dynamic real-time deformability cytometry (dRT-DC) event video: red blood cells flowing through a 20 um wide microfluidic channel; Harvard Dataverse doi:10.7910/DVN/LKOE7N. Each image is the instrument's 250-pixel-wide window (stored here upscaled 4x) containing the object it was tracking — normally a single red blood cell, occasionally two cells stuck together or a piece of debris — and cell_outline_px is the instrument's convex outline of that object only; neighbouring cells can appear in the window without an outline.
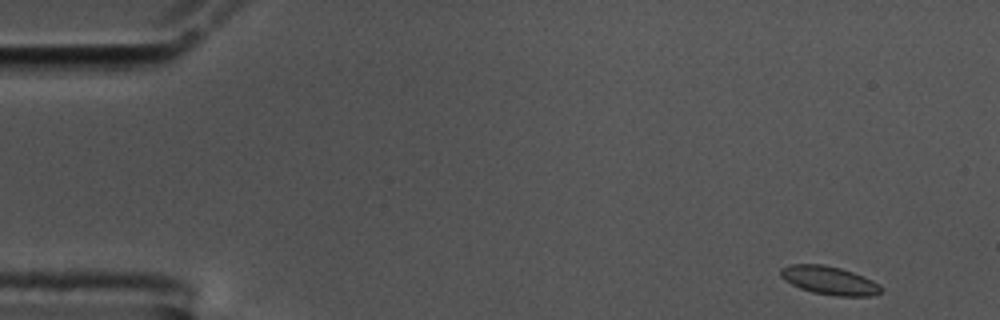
{"species": "common noctule bat (a hibernating species)", "species_latin": "Nyctalus noctula", "temperature_condition": "cold", "stored_images_in_passage": 54, "camera_frame_rate_fps": 3000, "um_per_image_px": 0.085, "animal": {"sex": "male", "body_mass_g": 17.5, "forearm_length_mm": 52.3}, "frame": {"image": 1, "passage_image": 1, "time_ms": 0.0, "image_size_px": [1000, 320], "cell_outline_px": [[884, 292], [872, 296], [836, 296], [812, 292], [800, 288], [784, 280], [780, 276], [780, 268], [792, 264], [824, 264], [840, 268], [864, 276], [880, 284], [884, 288]], "centroid_in_image_um": [70.53, 23.84], "position_along_channel_um": 14.5, "area_um2": 16.82}}
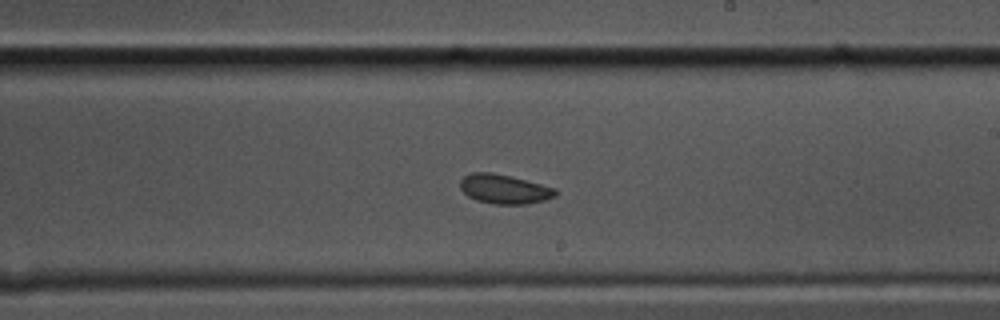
{"frame": {"image": 2, "passage_image": 30, "time_ms": 9.667, "image_size_px": [1000, 320], "cell_outline_px": [[560, 192], [556, 196], [544, 200], [524, 204], [492, 204], [476, 200], [468, 196], [460, 188], [460, 180], [464, 176], [472, 172], [492, 172], [512, 176], [556, 188]], "centroid_in_image_um": [42.88, 16.06], "position_along_channel_um": 246.1, "area_um2": 16.47}}
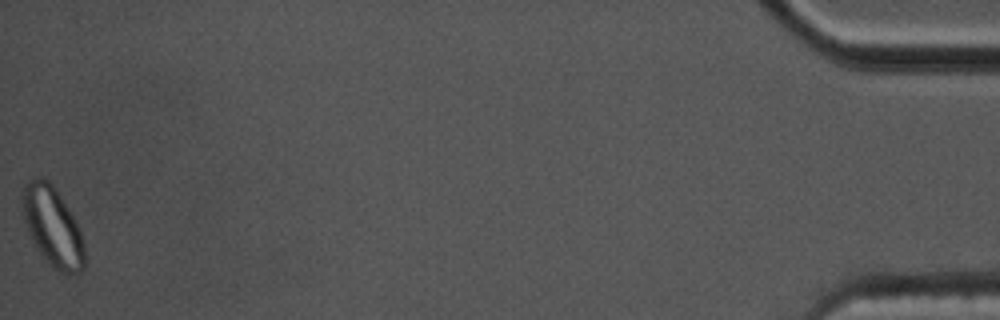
{"frame": {"image": 3, "passage_image": 54, "time_ms": 17.667, "image_size_px": [1000, 320], "cell_outline_px": [[84, 268], [80, 272], [60, 272], [52, 268], [44, 260], [36, 248], [28, 232], [24, 220], [20, 200], [20, 192], [24, 184], [28, 180], [36, 176], [44, 176], [56, 188], [68, 208], [80, 232], [84, 244]], "centroid_in_image_um": [4.41, 19.21], "position_along_channel_um": 430.8, "area_um2": 29.07}, "authors_computed_cell_mechanics": {"area_um2": 16.473, "velocity_mm_per_s": 3.5264, "shape_relaxation_time_tau1_ms": null, "shape_relaxation_time_tau2_ms": 2.7936, "deformation_change_tau1": null, "deformation_change_tau2": 0.0547}}